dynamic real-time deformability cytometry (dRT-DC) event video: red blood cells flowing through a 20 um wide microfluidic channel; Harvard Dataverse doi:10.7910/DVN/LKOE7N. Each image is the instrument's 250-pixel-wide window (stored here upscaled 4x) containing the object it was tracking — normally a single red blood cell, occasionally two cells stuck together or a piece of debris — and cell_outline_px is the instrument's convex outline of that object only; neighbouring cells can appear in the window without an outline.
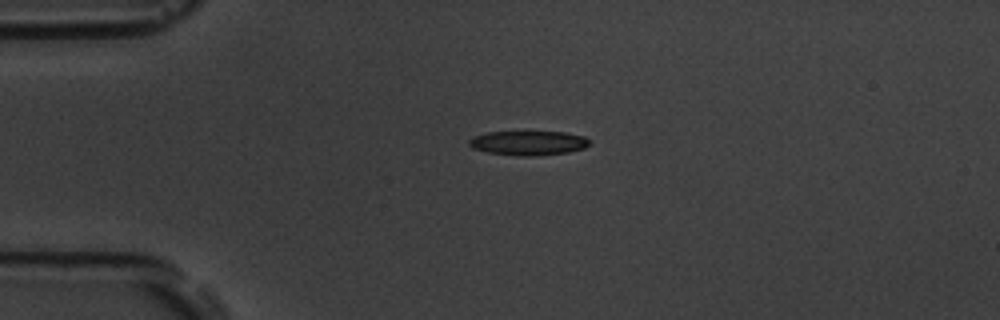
{"species": "common noctule bat (a hibernating species)", "species_latin": "Nyctalus noctula", "temperature_condition": "room temperature", "stored_images_in_passage": 42, "camera_frame_rate_fps": 3000, "um_per_image_px": 0.085, "animal": {"sex": "male", "body_mass_g": 19.5, "forearm_length_mm": 54.6}, "frame": {"image": 1, "passage_image": 1, "time_ms": 0.0, "image_size_px": [1000, 320], "cell_outline_px": [[592, 140], [584, 148], [568, 152], [532, 156], [520, 156], [488, 152], [472, 148], [468, 144], [468, 140], [472, 136], [488, 132], [564, 132], [584, 136]], "centroid_in_image_um": [44.9, 12.15], "position_along_channel_um": 40.1, "area_um2": 17.11}}
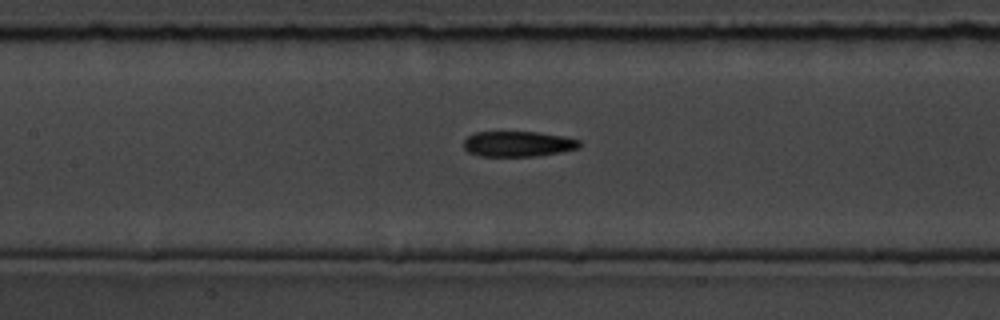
{"frame": {"image": 2, "passage_image": 13, "time_ms": 4.0, "image_size_px": [1000, 320], "cell_outline_px": [[580, 148], [560, 152], [536, 156], [480, 156], [468, 152], [464, 148], [464, 140], [468, 136], [476, 132], [536, 132], [560, 136], [580, 140]], "centroid_in_image_um": [44.01, 12.24], "position_along_channel_um": 163.4, "area_um2": 17.05}}
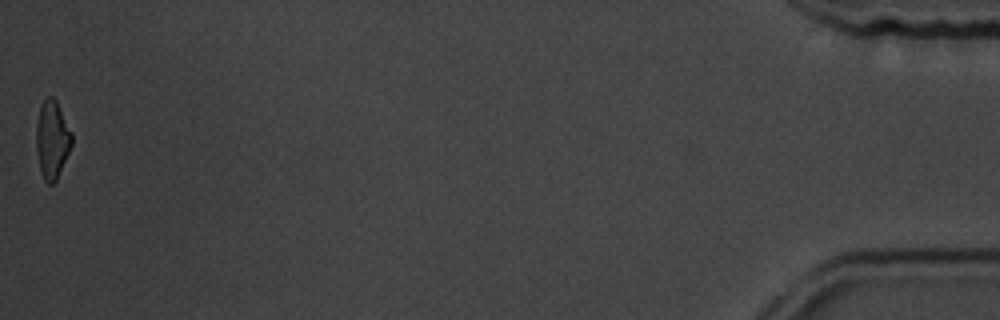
{"frame": {"image": 3, "passage_image": 42, "time_ms": 13.667, "image_size_px": [1000, 320], "cell_outline_px": [[72, 144], [56, 180], [52, 184], [48, 184], [44, 180], [40, 172], [36, 148], [36, 124], [40, 104], [48, 96], [52, 96], [56, 100], [72, 132]], "centroid_in_image_um": [4.42, 11.85], "position_along_channel_um": 430.8, "area_um2": 16.18}, "authors_computed_cell_mechanics": {"area_um2": 17.34, "velocity_mm_per_s": 3.7967, "shape_relaxation_time_tau1_ms": 4.8415, "shape_relaxation_time_tau2_ms": 5.6543, "deformation_change_tau1": 0.133, "deformation_change_tau2": 0.1699}}